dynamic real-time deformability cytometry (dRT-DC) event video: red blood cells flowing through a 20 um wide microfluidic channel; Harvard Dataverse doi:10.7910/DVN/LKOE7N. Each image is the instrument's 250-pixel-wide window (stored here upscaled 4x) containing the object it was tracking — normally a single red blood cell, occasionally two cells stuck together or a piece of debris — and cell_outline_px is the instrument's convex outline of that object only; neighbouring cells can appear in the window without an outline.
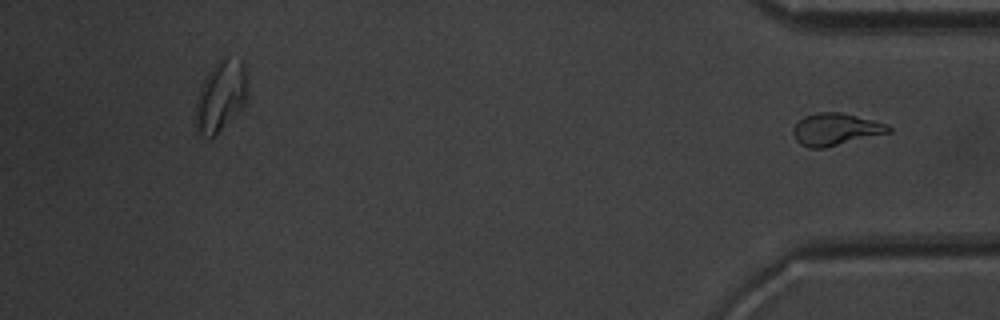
{"species": "common noctule bat (a hibernating species)", "species_latin": "Nyctalus noctula", "temperature_condition": "warm", "stored_images_in_passage": 32, "segment_of_instrument_passage": [2, 2], "camera_frame_rate_fps": 3000, "um_per_image_px": 0.085, "animal": {"sex": "male", "body_mass_g": 20.1, "forearm_length_mm": 53.5}, "frame": {"image": 1, "passage_image": 32, "time_ms": 10.333, "image_size_px": [1000, 320], "cell_outline_px": [[892, 132], [824, 148], [808, 148], [800, 144], [796, 140], [792, 132], [792, 128], [804, 116], [816, 112], [840, 112], [888, 124], [892, 128]], "centroid_in_image_um": [71.02, 11.0], "position_along_channel_um": 364.2, "area_um2": 17.92}}